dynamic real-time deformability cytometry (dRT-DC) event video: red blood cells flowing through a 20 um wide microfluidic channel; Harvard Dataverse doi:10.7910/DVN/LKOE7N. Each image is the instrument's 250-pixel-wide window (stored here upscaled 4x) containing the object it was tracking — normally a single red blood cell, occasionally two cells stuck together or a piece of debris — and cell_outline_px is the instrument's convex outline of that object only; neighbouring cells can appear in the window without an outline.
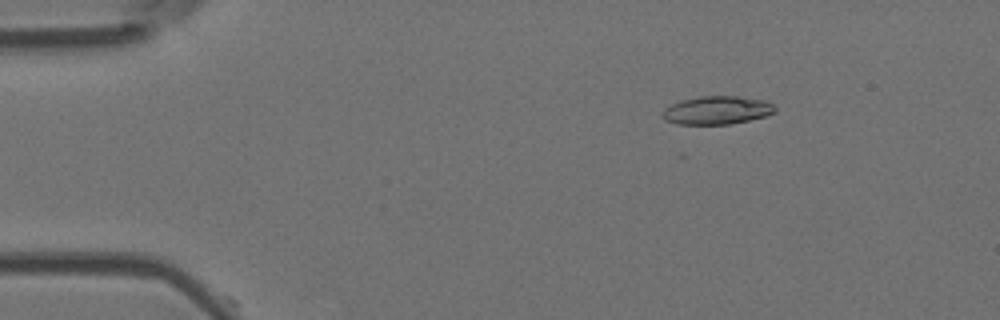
{"species": "Egyptian fruit bat (a non-hibernating species)", "species_latin": "Rousettus aegyptiacus", "temperature_condition": "room temperature", "stored_images_in_passage": 9, "camera_frame_rate_fps": 3000, "um_per_image_px": 0.085, "animal": {"sex": "female"}, "frame": {"image": 1, "passage_image": 8, "time_ms": 2.333, "image_size_px": [1000, 320], "cell_outline_px": [[776, 112], [764, 116], [732, 124], [676, 124], [664, 120], [660, 116], [664, 108], [680, 100], [700, 96], [740, 96], [764, 100], [772, 104], [776, 108]], "centroid_in_image_um": [60.9, 9.37], "position_along_channel_um": 24.1, "area_um2": 18.67}}